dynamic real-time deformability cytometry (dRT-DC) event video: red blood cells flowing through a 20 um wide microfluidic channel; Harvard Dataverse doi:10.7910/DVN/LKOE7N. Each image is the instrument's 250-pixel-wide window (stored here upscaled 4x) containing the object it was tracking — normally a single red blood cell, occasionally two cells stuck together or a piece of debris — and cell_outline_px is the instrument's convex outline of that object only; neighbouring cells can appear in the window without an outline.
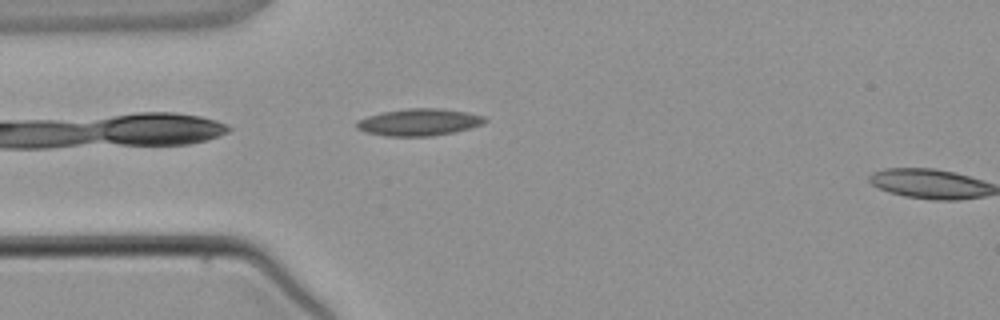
{"species": "common noctule bat (a hibernating species)", "species_latin": "Nyctalus noctula", "temperature_condition": "warm", "stored_images_in_passage": 3, "segment_of_instrument_passage": [1, 2], "camera_frame_rate_fps": 3000, "um_per_image_px": 0.085, "animal": {"sex": "male", "body_mass_g": 21.5, "forearm_length_mm": 52.0}, "frame": {"image": 1, "passage_image": 2, "time_ms": 1.333, "image_size_px": [1000, 320], "cell_outline_px": [[488, 120], [480, 124], [468, 128], [452, 132], [432, 136], [384, 136], [364, 132], [356, 128], [356, 124], [360, 120], [368, 116], [380, 112], [408, 108], [440, 108], [468, 112], [484, 116]], "centroid_in_image_um": [35.59, 10.38], "position_along_channel_um": 49.4, "area_um2": 20.11}}